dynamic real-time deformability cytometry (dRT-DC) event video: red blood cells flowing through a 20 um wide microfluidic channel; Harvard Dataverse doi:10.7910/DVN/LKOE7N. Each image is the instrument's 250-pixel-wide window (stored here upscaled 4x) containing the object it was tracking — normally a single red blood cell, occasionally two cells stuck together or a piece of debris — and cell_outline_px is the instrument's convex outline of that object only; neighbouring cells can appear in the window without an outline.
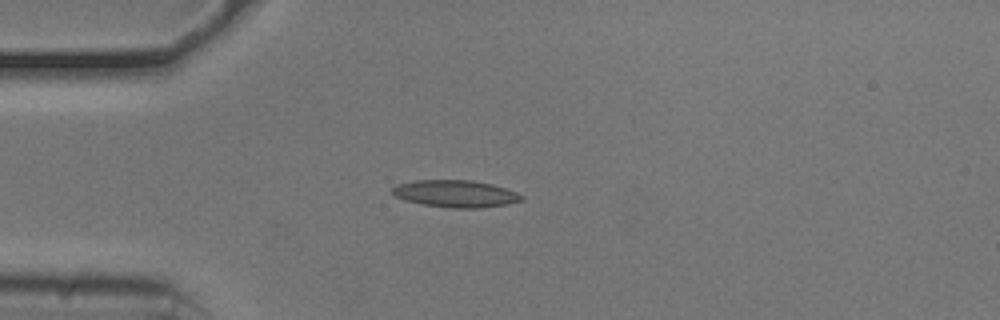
{"species": "common noctule bat (a hibernating species)", "species_latin": "Nyctalus noctula", "temperature_condition": "cold", "stored_images_in_passage": 40, "camera_frame_rate_fps": 3000, "um_per_image_px": 0.085, "animal": {"sex": "male", "body_mass_g": 20.5, "forearm_length_mm": 52.5}, "frame": {"image": 1, "passage_image": 1, "time_ms": 0.0, "image_size_px": [1000, 320], "cell_outline_px": [[524, 200], [508, 204], [480, 208], [452, 208], [424, 204], [404, 200], [396, 196], [392, 192], [392, 188], [396, 184], [416, 180], [472, 180], [492, 184], [516, 192], [524, 196]], "centroid_in_image_um": [38.74, 16.46], "position_along_channel_um": 46.3, "area_um2": 20.4}}
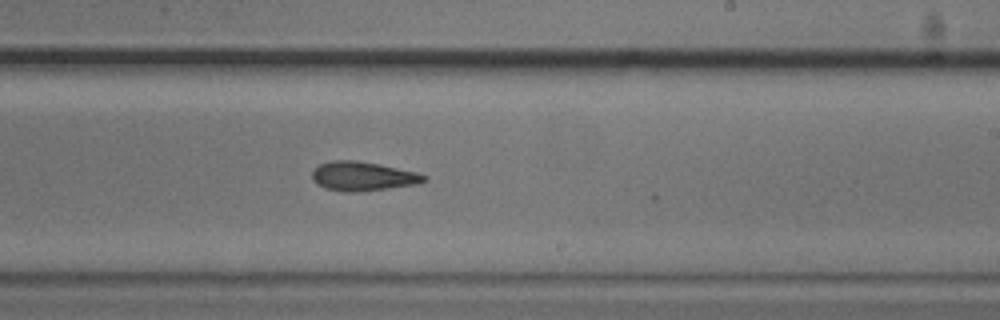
{"frame": {"image": 2, "passage_image": 19, "time_ms": 6.0, "image_size_px": [1000, 320], "cell_outline_px": [[428, 180], [420, 184], [348, 192], [324, 188], [316, 184], [312, 180], [312, 172], [320, 164], [328, 160], [356, 160], [380, 164], [416, 172], [428, 176]], "centroid_in_image_um": [30.84, 14.96], "position_along_channel_um": 258.2, "area_um2": 18.96}}
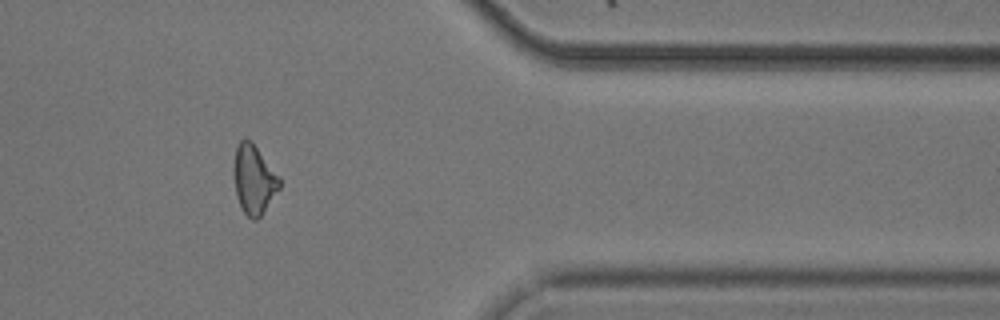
{"frame": {"image": 3, "passage_image": 31, "time_ms": 10.0, "image_size_px": [1000, 320], "cell_outline_px": [[280, 188], [260, 216], [256, 220], [252, 220], [244, 212], [236, 196], [232, 172], [232, 168], [236, 148], [240, 140], [244, 136], [252, 140], [280, 176]], "centroid_in_image_um": [21.56, 15.2], "position_along_channel_um": 389.8, "area_um2": 18.79}, "authors_computed_cell_mechanics": {"area_um2": 18.7272, "velocity_mm_per_s": 3.7803, "shape_relaxation_time_tau1_ms": 3.054, "shape_relaxation_time_tau2_ms": 3.0183, "deformation_change_tau1": 0.1141, "deformation_change_tau2": 0.1181}}